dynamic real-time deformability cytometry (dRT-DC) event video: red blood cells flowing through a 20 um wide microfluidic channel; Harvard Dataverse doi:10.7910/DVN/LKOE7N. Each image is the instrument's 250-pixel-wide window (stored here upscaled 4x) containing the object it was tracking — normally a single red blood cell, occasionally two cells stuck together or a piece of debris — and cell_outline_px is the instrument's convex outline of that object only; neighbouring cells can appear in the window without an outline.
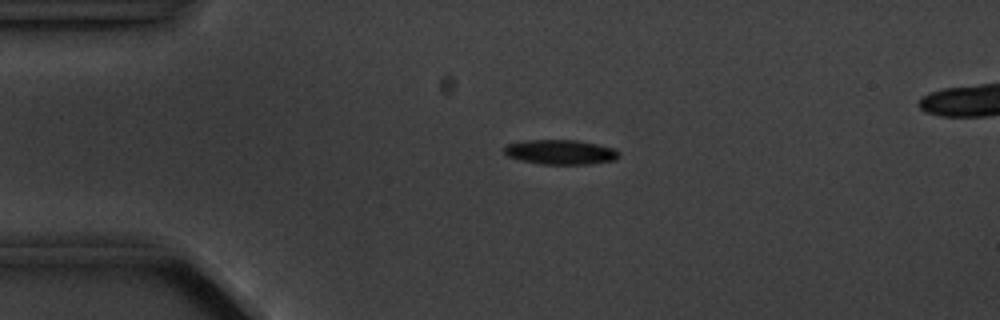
{"species": "common noctule bat (a hibernating species)", "species_latin": "Nyctalus noctula", "temperature_condition": "cold", "stored_images_in_passage": 5, "camera_frame_rate_fps": 3000, "um_per_image_px": 0.085, "animal": {"sex": "male", "body_mass_g": 20.1, "forearm_length_mm": 53.5}, "frame": {"image": 1, "passage_image": 3, "time_ms": 2.333, "image_size_px": [1000, 320], "cell_outline_px": [[620, 156], [616, 160], [588, 164], [540, 164], [520, 160], [508, 156], [504, 152], [504, 148], [508, 144], [524, 140], [576, 140], [596, 144], [612, 148], [620, 152]], "centroid_in_image_um": [47.65, 12.93], "position_along_channel_um": 37.4, "area_um2": 16.47}}